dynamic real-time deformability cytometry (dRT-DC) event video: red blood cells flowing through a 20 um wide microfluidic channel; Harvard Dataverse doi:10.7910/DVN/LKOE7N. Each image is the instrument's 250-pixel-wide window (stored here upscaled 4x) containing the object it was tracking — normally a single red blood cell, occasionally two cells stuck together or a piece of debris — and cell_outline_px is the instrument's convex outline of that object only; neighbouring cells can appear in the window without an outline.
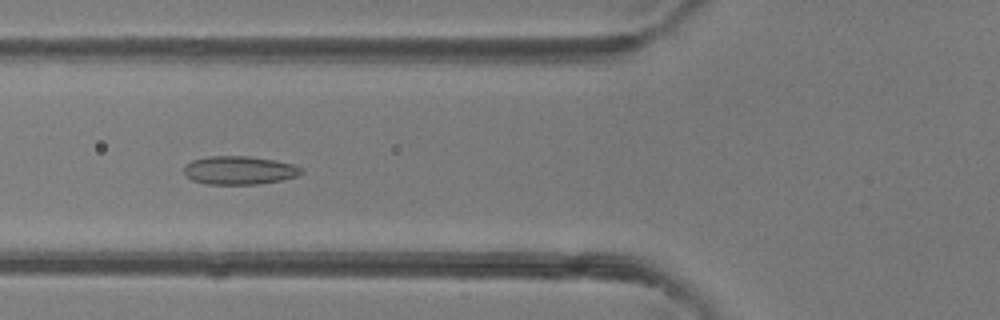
{"species": "common noctule bat (a hibernating species)", "species_latin": "Nyctalus noctula", "temperature_condition": "room temperature", "stored_images_in_passage": 49, "camera_frame_rate_fps": 3000, "um_per_image_px": 0.085, "animal": {"sex": "female"}, "frame": {"image": 1, "passage_image": 19, "time_ms": 6.0, "image_size_px": [1000, 320], "cell_outline_px": [[304, 172], [296, 176], [280, 180], [260, 184], [208, 184], [192, 180], [184, 172], [184, 164], [192, 160], [208, 156], [248, 156], [276, 160], [292, 164], [304, 168]], "centroid_in_image_um": [20.35, 14.46], "position_along_channel_um": 105.5, "area_um2": 19.48}}
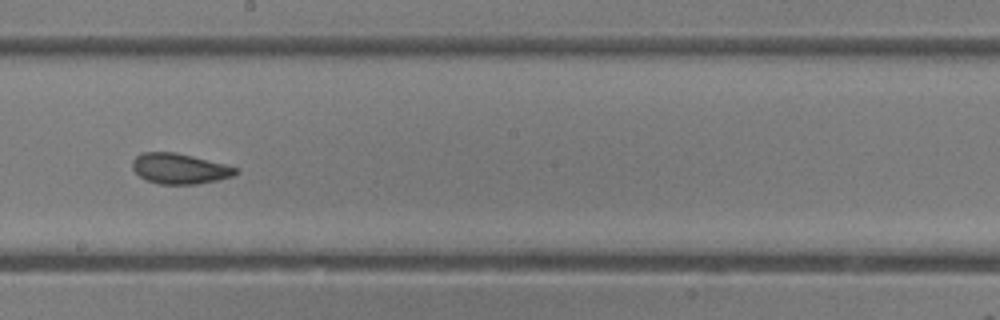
{"frame": {"image": 2, "passage_image": 28, "time_ms": 9.0, "image_size_px": [1000, 320], "cell_outline_px": [[240, 172], [232, 176], [216, 180], [196, 184], [160, 184], [148, 180], [140, 176], [132, 168], [132, 160], [140, 152], [176, 152], [240, 168]], "centroid_in_image_um": [15.27, 14.32], "position_along_channel_um": 232.9, "area_um2": 18.26}}
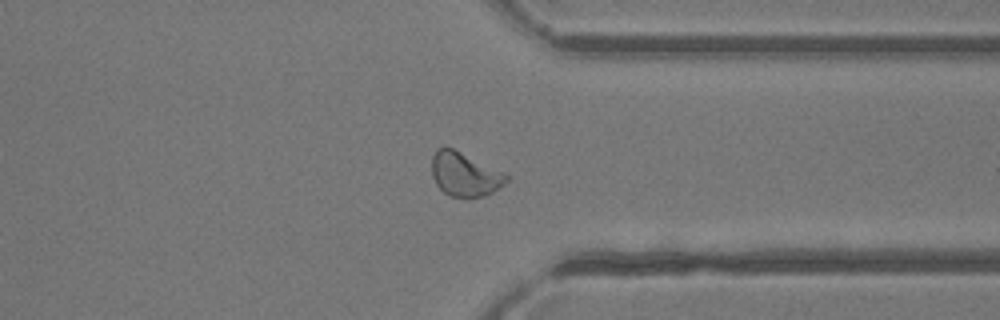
{"frame": {"image": 3, "passage_image": 38, "time_ms": 12.333, "image_size_px": [1000, 320], "cell_outline_px": [[508, 180], [504, 184], [492, 192], [484, 196], [468, 200], [448, 196], [436, 184], [432, 176], [432, 156], [436, 148], [452, 148], [504, 172], [508, 176]], "centroid_in_image_um": [39.49, 14.86], "position_along_channel_um": 371.9, "area_um2": 19.31}, "authors_computed_cell_mechanics": {"area_um2": 19.7098, "velocity_mm_per_s": 4.2423, "shape_relaxation_time_tau1_ms": 7.0995, "shape_relaxation_time_tau2_ms": 1.1454, "deformation_change_tau1": 0.143, "deformation_change_tau2": 0.0657}}